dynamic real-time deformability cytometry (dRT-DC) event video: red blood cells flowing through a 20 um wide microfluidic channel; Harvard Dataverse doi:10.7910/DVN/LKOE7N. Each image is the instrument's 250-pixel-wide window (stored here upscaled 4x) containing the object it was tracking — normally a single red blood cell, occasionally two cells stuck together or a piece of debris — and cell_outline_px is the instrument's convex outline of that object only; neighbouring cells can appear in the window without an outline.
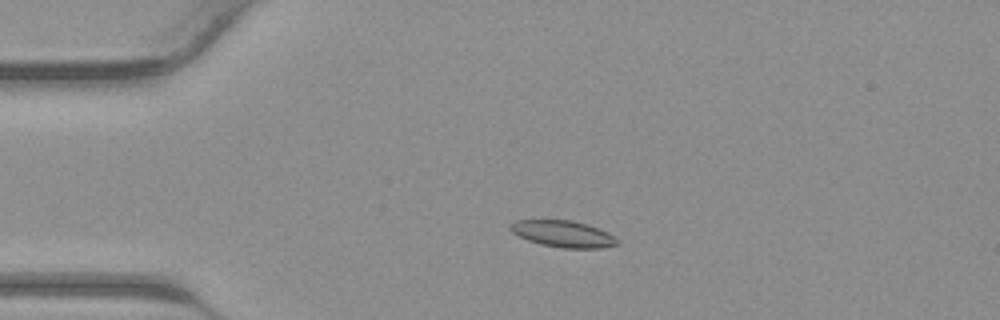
{"species": "common noctule bat (a hibernating species)", "species_latin": "Nyctalus noctula", "temperature_condition": "warm", "stored_images_in_passage": 41, "camera_frame_rate_fps": 3000, "um_per_image_px": 0.085, "animal": {"sex": "male", "body_mass_g": 23.1, "forearm_length_mm": 52.7}, "frame": {"image": 1, "passage_image": 9, "time_ms": 2.667, "image_size_px": [1000, 320], "cell_outline_px": [[620, 244], [600, 248], [564, 248], [540, 244], [528, 240], [512, 232], [508, 228], [516, 220], [572, 220], [588, 224], [600, 228], [616, 236], [620, 240]], "centroid_in_image_um": [47.94, 19.88], "position_along_channel_um": 37.1, "area_um2": 16.7}}
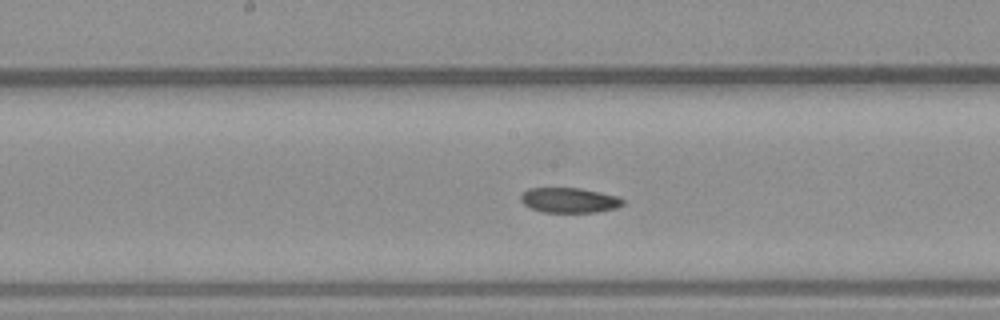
{"frame": {"image": 2, "passage_image": 21, "time_ms": 6.667, "image_size_px": [1000, 320], "cell_outline_px": [[624, 204], [616, 208], [596, 212], [544, 212], [532, 208], [524, 204], [520, 200], [520, 192], [528, 188], [580, 188], [620, 196], [624, 200]], "centroid_in_image_um": [48.39, 17.01], "position_along_channel_um": 199.8, "area_um2": 15.03}}
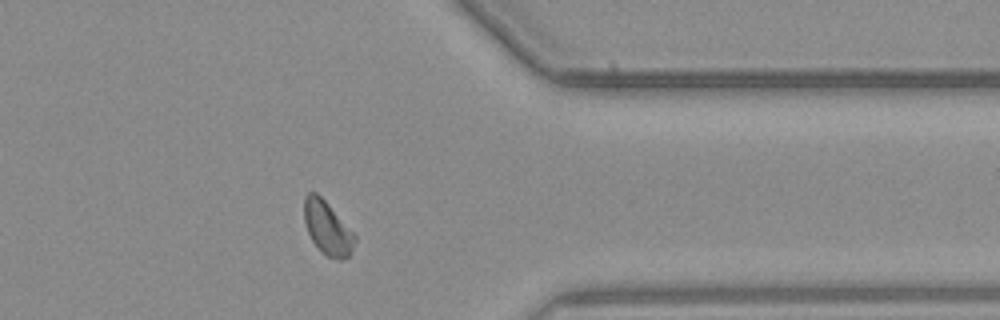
{"frame": {"image": 3, "passage_image": 33, "time_ms": 10.667, "image_size_px": [1000, 320], "cell_outline_px": [[356, 240], [352, 252], [348, 256], [340, 260], [328, 256], [312, 240], [304, 224], [304, 196], [308, 192], [316, 192], [328, 204], [356, 236]], "centroid_in_image_um": [27.82, 19.36], "position_along_channel_um": 383.6, "area_um2": 15.43}}